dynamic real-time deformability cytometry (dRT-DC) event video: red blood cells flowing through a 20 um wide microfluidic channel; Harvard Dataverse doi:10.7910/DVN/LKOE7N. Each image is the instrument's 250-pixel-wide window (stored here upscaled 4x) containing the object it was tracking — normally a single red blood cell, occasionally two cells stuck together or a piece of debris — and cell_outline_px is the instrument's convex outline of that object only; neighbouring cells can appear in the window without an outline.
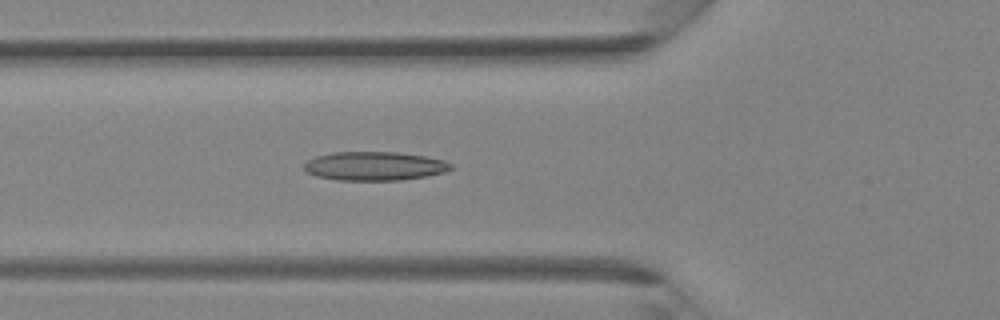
{"species": "Egyptian fruit bat (a non-hibernating species)", "species_latin": "Rousettus aegyptiacus", "temperature_condition": "room temperature", "stored_images_in_passage": 32, "camera_frame_rate_fps": 3000, "um_per_image_px": 0.085, "animal": {"sex": "female"}, "frame": {"image": 1, "passage_image": 6, "time_ms": 1.667, "image_size_px": [1000, 320], "cell_outline_px": [[452, 168], [444, 172], [428, 176], [400, 180], [336, 180], [316, 176], [308, 172], [304, 168], [304, 164], [308, 160], [316, 156], [332, 152], [396, 152], [424, 156], [444, 160], [452, 164]], "centroid_in_image_um": [31.83, 14.11], "position_along_channel_um": 94.0, "area_um2": 24.62}}
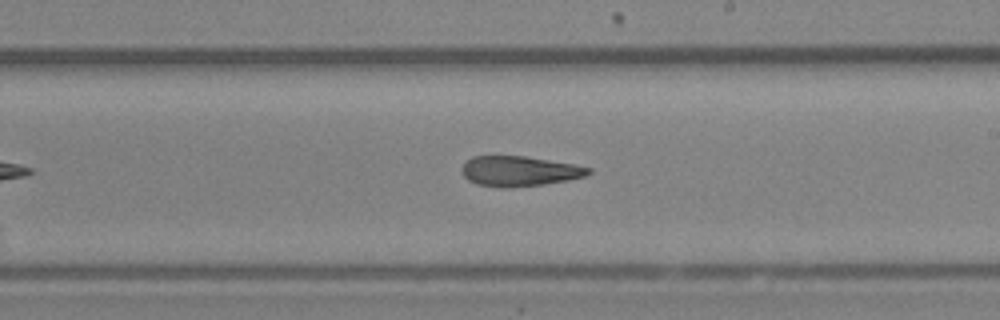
{"frame": {"image": 2, "passage_image": 15, "time_ms": 4.667, "image_size_px": [1000, 320], "cell_outline_px": [[592, 172], [584, 176], [568, 180], [544, 184], [512, 188], [500, 188], [476, 184], [468, 180], [464, 176], [460, 168], [472, 156], [524, 156], [572, 164], [592, 168]], "centroid_in_image_um": [44.12, 14.56], "position_along_channel_um": 244.9, "area_um2": 22.25}}
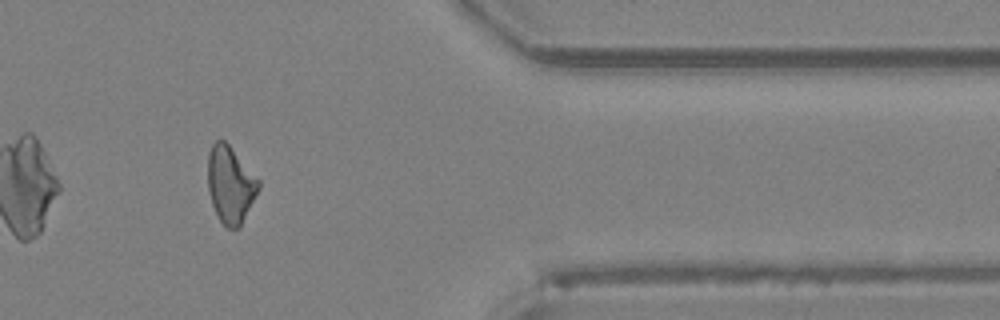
{"frame": {"image": 3, "passage_image": 25, "time_ms": 8.0, "image_size_px": [1000, 320], "cell_outline_px": [[260, 188], [240, 228], [228, 228], [220, 220], [212, 204], [208, 188], [208, 152], [212, 144], [216, 140], [224, 140], [228, 144], [260, 180]], "centroid_in_image_um": [19.59, 15.69], "position_along_channel_um": 391.8, "area_um2": 22.66}}